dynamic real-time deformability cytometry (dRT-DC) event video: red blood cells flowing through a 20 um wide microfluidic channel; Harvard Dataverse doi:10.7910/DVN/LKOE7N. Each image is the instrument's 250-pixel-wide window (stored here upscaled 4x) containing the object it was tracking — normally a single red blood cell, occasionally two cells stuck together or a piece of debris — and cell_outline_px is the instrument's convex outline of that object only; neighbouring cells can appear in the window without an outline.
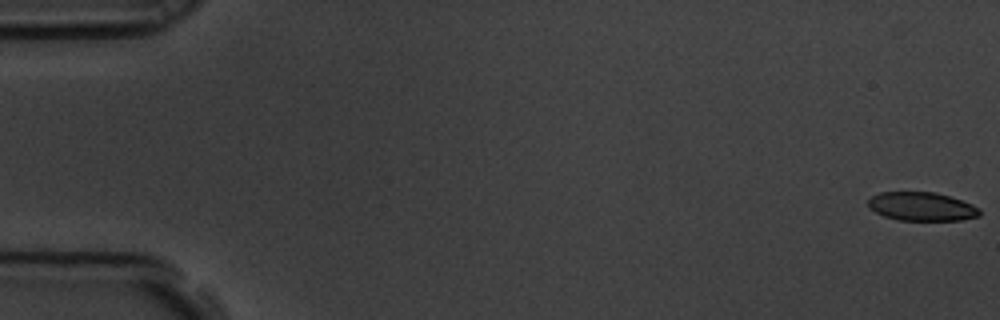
{"species": "common noctule bat (a hibernating species)", "species_latin": "Nyctalus noctula", "temperature_condition": "room temperature", "stored_images_in_passage": 5, "camera_frame_rate_fps": 3000, "um_per_image_px": 0.085, "animal": {"sex": "male", "body_mass_g": 19.5, "forearm_length_mm": 54.6}, "frame": {"image": 1, "passage_image": 1, "time_ms": 0.0, "image_size_px": [1000, 320], "cell_outline_px": [[980, 216], [960, 220], [900, 220], [884, 216], [868, 208], [868, 200], [872, 196], [880, 192], [936, 192], [972, 204], [980, 208]], "centroid_in_image_um": [78.34, 17.55], "position_along_channel_um": 6.7, "area_um2": 18.55}}
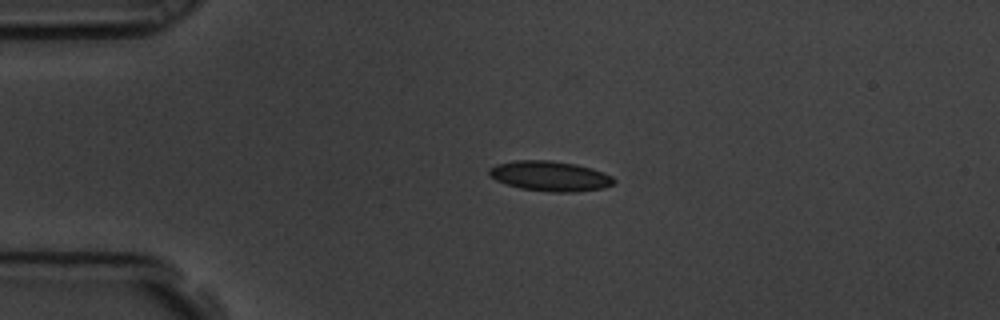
{"frame": {"image": 2, "passage_image": 4, "time_ms": 1.0, "image_size_px": [1000, 320], "cell_outline_px": [[616, 180], [612, 184], [604, 188], [576, 192], [552, 192], [520, 188], [496, 180], [488, 176], [488, 168], [496, 164], [516, 160], [552, 160], [576, 164], [592, 168], [604, 172], [612, 176]], "centroid_in_image_um": [46.75, 14.96], "position_along_channel_um": 38.2, "area_um2": 22.02}}